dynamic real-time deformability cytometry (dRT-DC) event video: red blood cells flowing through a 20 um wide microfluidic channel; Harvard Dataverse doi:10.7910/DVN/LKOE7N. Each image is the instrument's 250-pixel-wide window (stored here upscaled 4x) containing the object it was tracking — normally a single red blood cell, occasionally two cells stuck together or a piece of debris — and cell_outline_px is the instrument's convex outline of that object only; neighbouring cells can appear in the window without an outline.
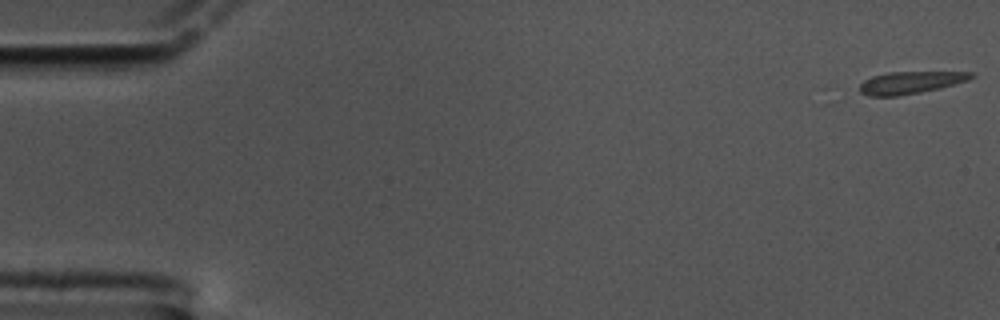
{"species": "common noctule bat (a hibernating species)", "species_latin": "Nyctalus noctula", "temperature_condition": "cold", "stored_images_in_passage": 9, "camera_frame_rate_fps": 3000, "um_per_image_px": 0.085, "animal": {"sex": "male", "body_mass_g": 17.5, "forearm_length_mm": 52.3}, "frame": {"image": 1, "passage_image": 1, "time_ms": 0.0, "image_size_px": [1000, 320], "cell_outline_px": [[976, 76], [968, 80], [940, 88], [900, 96], [868, 96], [860, 92], [860, 84], [864, 80], [872, 76], [888, 72], [972, 72]], "centroid_in_image_um": [77.38, 7.02], "position_along_channel_um": 7.6, "area_um2": 14.45}}